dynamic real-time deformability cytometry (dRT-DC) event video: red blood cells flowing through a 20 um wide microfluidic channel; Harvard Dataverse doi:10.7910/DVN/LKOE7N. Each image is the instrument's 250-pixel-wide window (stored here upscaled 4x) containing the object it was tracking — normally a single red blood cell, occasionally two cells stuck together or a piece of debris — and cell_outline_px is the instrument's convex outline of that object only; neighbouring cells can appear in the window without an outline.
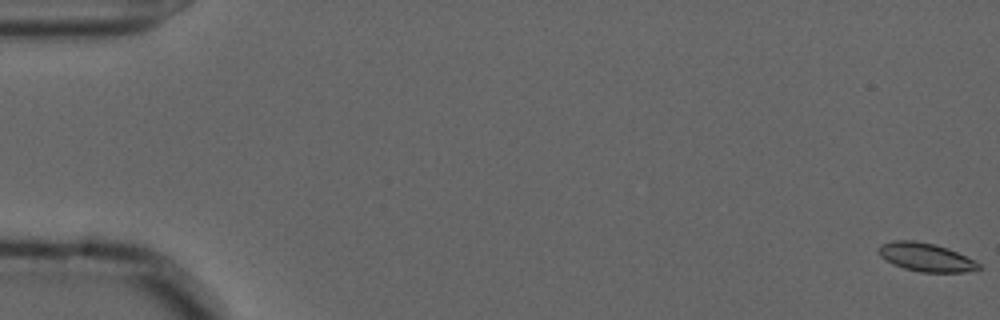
{"species": "common noctule bat (a hibernating species)", "species_latin": "Nyctalus noctula", "temperature_condition": "cold", "stored_images_in_passage": 57, "camera_frame_rate_fps": 3000, "um_per_image_px": 0.085, "animal": {"sex": "male", "forearm_length_mm": 52.5}, "frame": {"image": 1, "passage_image": 1, "time_ms": 0.0, "image_size_px": [1000, 320], "cell_outline_px": [[984, 268], [964, 272], [920, 272], [904, 268], [892, 264], [880, 256], [876, 252], [876, 248], [880, 244], [892, 240], [916, 240], [936, 244], [948, 248], [980, 264]], "centroid_in_image_um": [78.63, 21.85], "position_along_channel_um": 6.4, "area_um2": 16.76}}
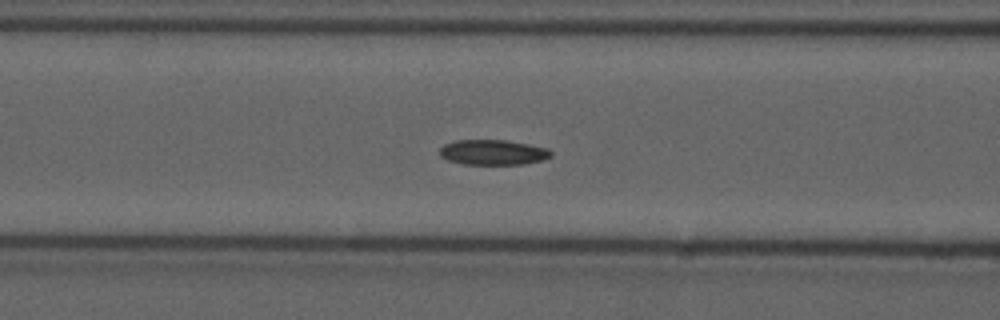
{"frame": {"image": 2, "passage_image": 24, "time_ms": 7.667, "image_size_px": [1000, 320], "cell_outline_px": [[552, 156], [544, 160], [524, 164], [464, 164], [448, 160], [440, 156], [440, 148], [444, 144], [456, 140], [504, 140], [528, 144], [548, 148], [552, 152]], "centroid_in_image_um": [41.92, 12.95], "position_along_channel_um": 124.7, "area_um2": 16.36}}
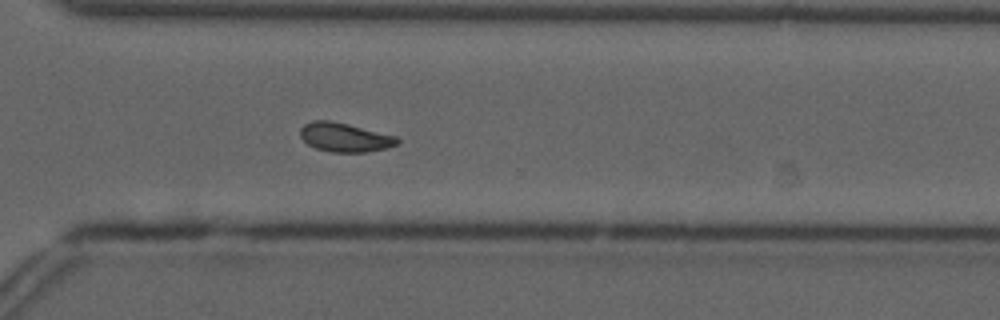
{"frame": {"image": 3, "passage_image": 42, "time_ms": 13.667, "image_size_px": [1000, 320], "cell_outline_px": [[400, 140], [396, 144], [388, 148], [368, 152], [332, 152], [316, 148], [308, 144], [300, 136], [300, 128], [304, 124], [312, 120], [332, 120], [396, 136]], "centroid_in_image_um": [29.29, 11.67], "position_along_channel_um": 341.3, "area_um2": 16.42}, "authors_computed_cell_mechanics": {"area_um2": 16.3574, "velocity_mm_per_s": 3.6217, "shape_relaxation_time_tau1_ms": 10.8237, "shape_relaxation_time_tau2_ms": 4.1796, "deformation_change_tau1": 0.176, "deformation_change_tau2": 0.0678}}